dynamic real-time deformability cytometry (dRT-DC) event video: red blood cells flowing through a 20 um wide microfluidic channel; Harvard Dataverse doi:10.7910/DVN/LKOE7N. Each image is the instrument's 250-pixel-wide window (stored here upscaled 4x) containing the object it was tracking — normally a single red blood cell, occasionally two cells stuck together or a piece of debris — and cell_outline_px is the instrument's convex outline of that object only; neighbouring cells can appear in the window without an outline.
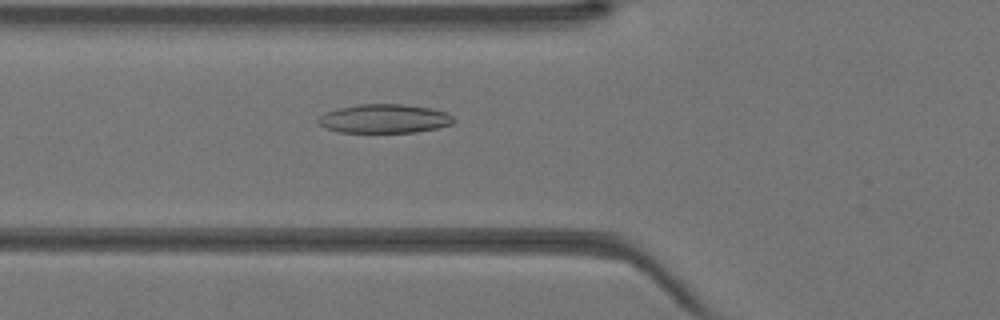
{"species": "Egyptian fruit bat (a non-hibernating species)", "species_latin": "Rousettus aegyptiacus", "temperature_condition": "warm", "stored_images_in_passage": 29, "camera_frame_rate_fps": 3000, "um_per_image_px": 0.085, "animal": {"sex": "female"}, "frame": {"image": 1, "passage_image": 2, "time_ms": 0.333, "image_size_px": [1000, 320], "cell_outline_px": [[456, 120], [452, 124], [436, 128], [416, 132], [340, 132], [324, 128], [316, 120], [324, 112], [336, 108], [360, 104], [404, 104], [428, 108], [448, 112]], "centroid_in_image_um": [32.65, 10.08], "position_along_channel_um": 93.1, "area_um2": 22.89}}
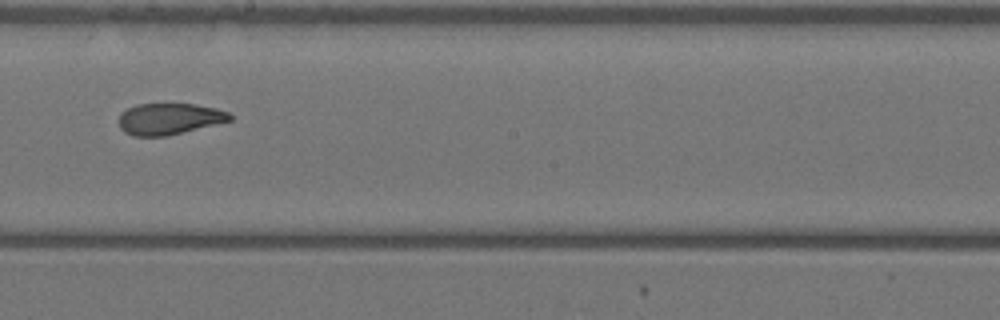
{"frame": {"image": 2, "passage_image": 11, "time_ms": 3.333, "image_size_px": [1000, 320], "cell_outline_px": [[232, 120], [168, 136], [132, 136], [124, 132], [120, 128], [120, 112], [136, 104], [196, 104], [216, 108], [228, 112], [232, 116]], "centroid_in_image_um": [14.38, 10.1], "position_along_channel_um": 233.8, "area_um2": 20.35}}
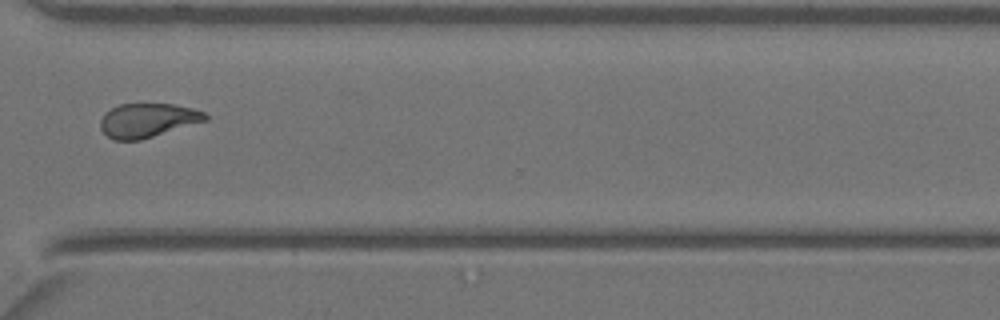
{"frame": {"image": 3, "passage_image": 19, "time_ms": 6.0, "image_size_px": [1000, 320], "cell_outline_px": [[208, 120], [140, 140], [112, 140], [100, 128], [100, 120], [104, 112], [120, 104], [172, 104], [192, 108], [204, 112], [208, 116]], "centroid_in_image_um": [12.53, 10.22], "position_along_channel_um": 358.1, "area_um2": 20.75}}